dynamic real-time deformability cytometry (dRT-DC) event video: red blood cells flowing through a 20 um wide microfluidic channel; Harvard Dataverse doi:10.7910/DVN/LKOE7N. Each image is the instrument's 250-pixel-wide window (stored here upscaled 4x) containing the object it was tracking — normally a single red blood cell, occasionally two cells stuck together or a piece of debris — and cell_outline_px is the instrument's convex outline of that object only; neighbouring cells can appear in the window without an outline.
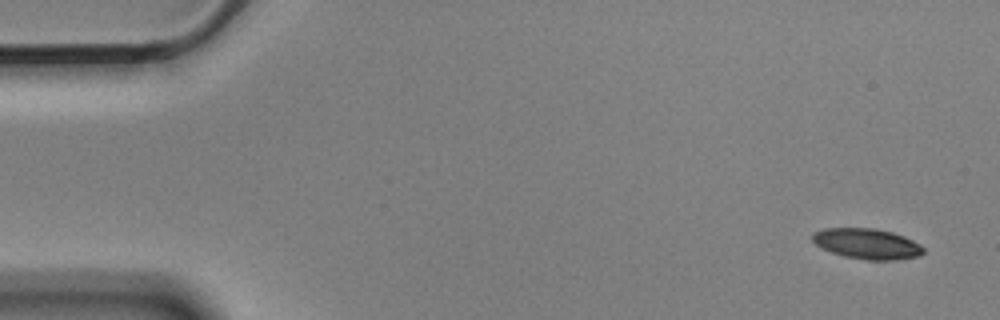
{"species": "Egyptian fruit bat (a non-hibernating species)", "species_latin": "Rousettus aegyptiacus", "temperature_condition": "cold", "stored_images_in_passage": 8, "camera_frame_rate_fps": 3000, "um_per_image_px": 0.085, "animal": {"sex": "male"}, "frame": {"image": 1, "passage_image": 1, "time_ms": 0.0, "image_size_px": [1000, 320], "cell_outline_px": [[924, 252], [920, 256], [892, 260], [864, 260], [844, 256], [820, 248], [812, 240], [812, 232], [824, 228], [876, 228], [892, 232], [904, 236], [920, 244], [924, 248]], "centroid_in_image_um": [73.69, 20.71], "position_along_channel_um": 11.3, "area_um2": 19.88}}
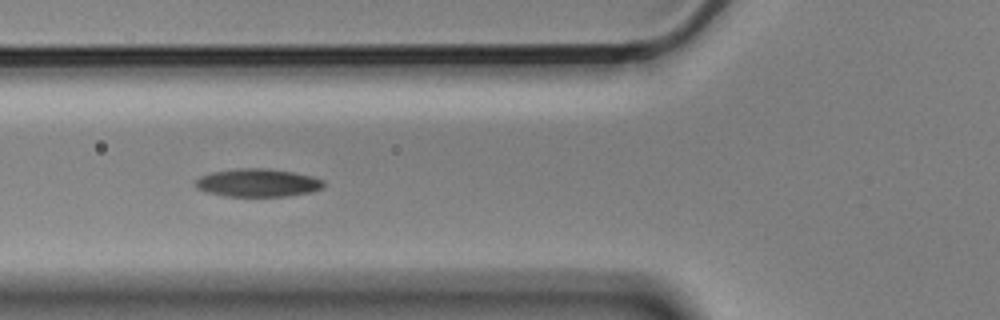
{"frame": {"image": 2, "passage_image": 6, "time_ms": 1.667, "image_size_px": [1000, 320], "cell_outline_px": [[324, 184], [320, 188], [312, 192], [288, 196], [224, 196], [204, 192], [196, 188], [192, 184], [200, 176], [212, 172], [236, 168], [264, 168], [292, 172], [312, 176], [324, 180]], "centroid_in_image_um": [21.85, 15.54], "position_along_channel_um": 103.9, "area_um2": 21.1}}
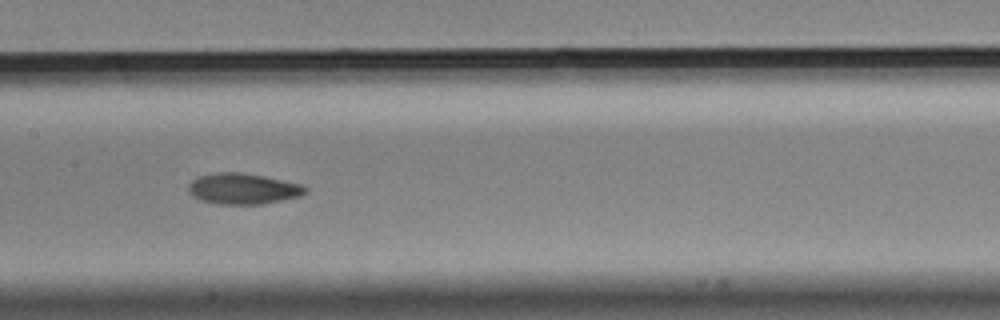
{"frame": {"image": 3, "passage_image": 8, "time_ms": 2.333, "image_size_px": [1000, 320], "cell_outline_px": [[308, 192], [300, 196], [260, 204], [220, 204], [200, 200], [192, 196], [188, 192], [188, 184], [192, 180], [200, 176], [216, 172], [240, 172], [264, 176], [300, 184], [308, 188]], "centroid_in_image_um": [20.63, 16.04], "position_along_channel_um": 186.8, "area_um2": 20.98}}